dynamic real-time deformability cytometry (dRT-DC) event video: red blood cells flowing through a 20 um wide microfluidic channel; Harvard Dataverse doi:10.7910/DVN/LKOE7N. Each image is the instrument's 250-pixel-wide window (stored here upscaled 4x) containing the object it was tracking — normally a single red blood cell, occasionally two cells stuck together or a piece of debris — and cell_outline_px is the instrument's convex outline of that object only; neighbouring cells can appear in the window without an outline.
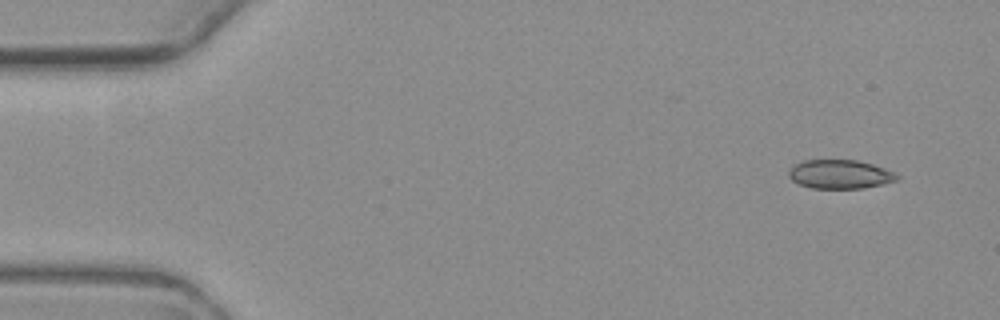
{"species": "common noctule bat (a hibernating species)", "species_latin": "Nyctalus noctula", "temperature_condition": "warm", "stored_images_in_passage": 14, "camera_frame_rate_fps": 3000, "um_per_image_px": 0.085, "animal": {"sex": "female", "body_mass_g": 19.3, "forearm_length_mm": 54.1}, "frame": {"image": 1, "passage_image": 1, "time_ms": 0.0, "image_size_px": [1000, 320], "cell_outline_px": [[900, 180], [864, 188], [812, 188], [800, 184], [792, 180], [788, 176], [788, 172], [796, 164], [804, 160], [856, 160], [872, 164], [896, 172], [900, 176]], "centroid_in_image_um": [71.45, 14.81], "position_along_channel_um": 13.6, "area_um2": 18.21}}
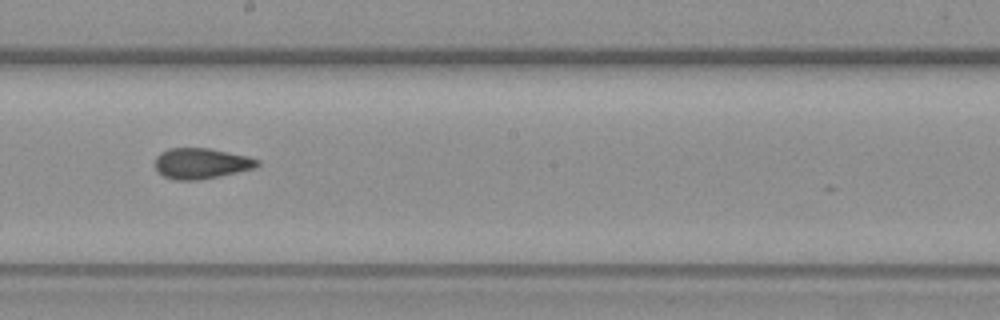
{"frame": {"image": 2, "passage_image": 8, "time_ms": 9.0, "image_size_px": [1000, 320], "cell_outline_px": [[260, 164], [256, 168], [200, 180], [176, 180], [164, 176], [156, 168], [156, 156], [160, 152], [168, 148], [208, 148], [248, 156], [260, 160]], "centroid_in_image_um": [17.13, 13.88], "position_along_channel_um": 231.1, "area_um2": 18.26}}
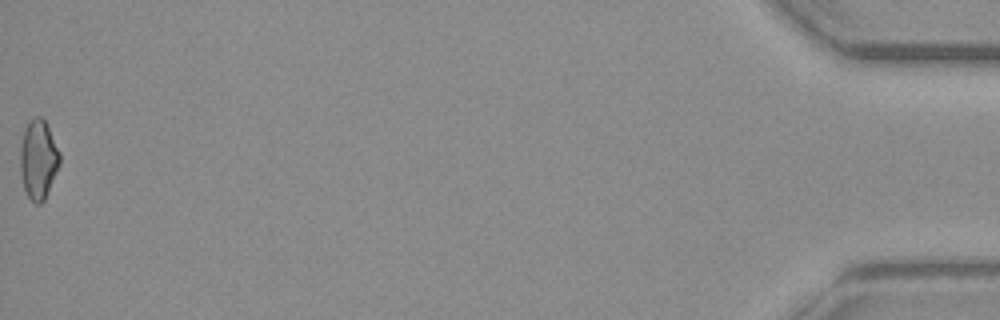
{"frame": {"image": 3, "passage_image": 14, "time_ms": 17.333, "image_size_px": [1000, 320], "cell_outline_px": [[60, 164], [44, 200], [40, 204], [36, 204], [28, 196], [24, 188], [20, 172], [20, 148], [24, 128], [36, 116], [40, 116], [48, 124], [60, 152]], "centroid_in_image_um": [3.27, 13.54], "position_along_channel_um": 431.9, "area_um2": 18.26}}